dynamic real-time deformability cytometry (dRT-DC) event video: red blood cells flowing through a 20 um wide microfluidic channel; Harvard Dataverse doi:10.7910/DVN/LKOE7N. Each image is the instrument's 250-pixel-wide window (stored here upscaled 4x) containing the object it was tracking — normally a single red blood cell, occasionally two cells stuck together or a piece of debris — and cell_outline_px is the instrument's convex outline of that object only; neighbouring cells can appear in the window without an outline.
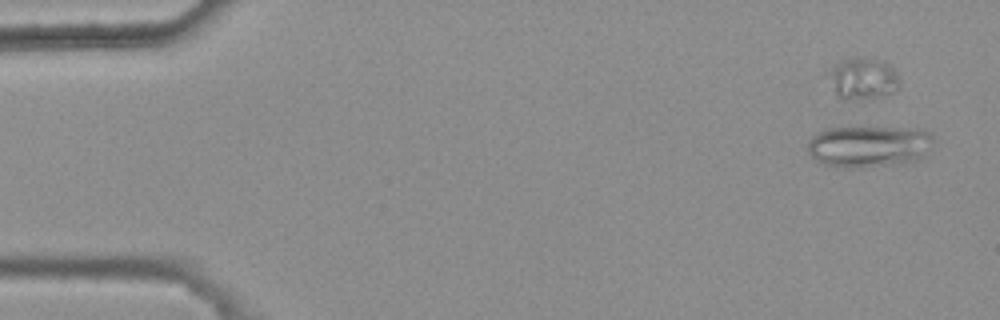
{"species": "common noctule bat (a hibernating species)", "species_latin": "Nyctalus noctula", "temperature_condition": "warm", "stored_images_in_passage": 7, "camera_frame_rate_fps": 3000, "um_per_image_px": 0.085, "animal": {"sex": "female", "body_mass_g": 25.1}, "frame": {"image": 1, "passage_image": 1, "time_ms": 0.0, "image_size_px": [1000, 320], "cell_outline_px": [[932, 140], [920, 156], [916, 160], [904, 164], [864, 168], [844, 168], [824, 164], [816, 160], [808, 152], [808, 140], [816, 132], [828, 128], [864, 124], [928, 132], [932, 136]], "centroid_in_image_um": [73.73, 12.42], "position_along_channel_um": 11.3, "area_um2": 31.1}}